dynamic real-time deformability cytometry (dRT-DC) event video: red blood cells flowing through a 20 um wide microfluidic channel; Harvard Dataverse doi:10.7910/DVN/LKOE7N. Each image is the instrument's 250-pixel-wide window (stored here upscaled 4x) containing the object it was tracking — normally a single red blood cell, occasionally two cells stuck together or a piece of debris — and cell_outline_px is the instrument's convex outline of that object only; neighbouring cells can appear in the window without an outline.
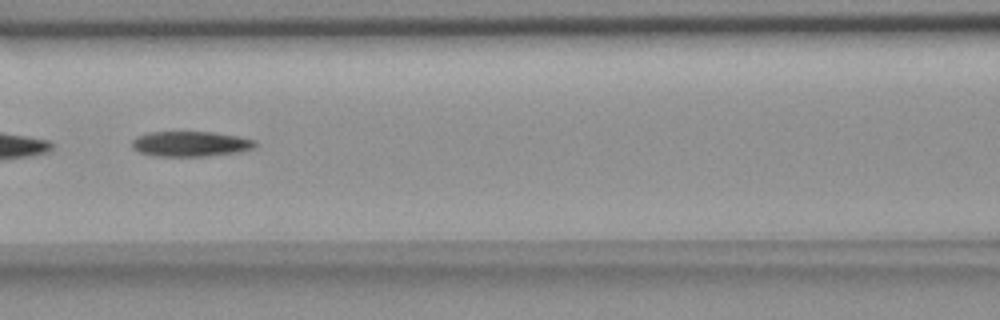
{"species": "common noctule bat (a hibernating species)", "species_latin": "Nyctalus noctula", "temperature_condition": "room temperature", "stored_images_in_passage": 11, "camera_frame_rate_fps": 3000, "um_per_image_px": 0.085, "animal": {"sex": "female", "body_mass_g": 18.4}, "frame": {"image": 1, "passage_image": 4, "time_ms": 1.0, "image_size_px": [1000, 320], "cell_outline_px": [[256, 144], [252, 148], [240, 152], [208, 156], [156, 156], [140, 152], [132, 148], [132, 140], [136, 136], [148, 132], [216, 132], [256, 140]], "centroid_in_image_um": [16.18, 12.23], "position_along_channel_um": 150.4, "area_um2": 18.15}}
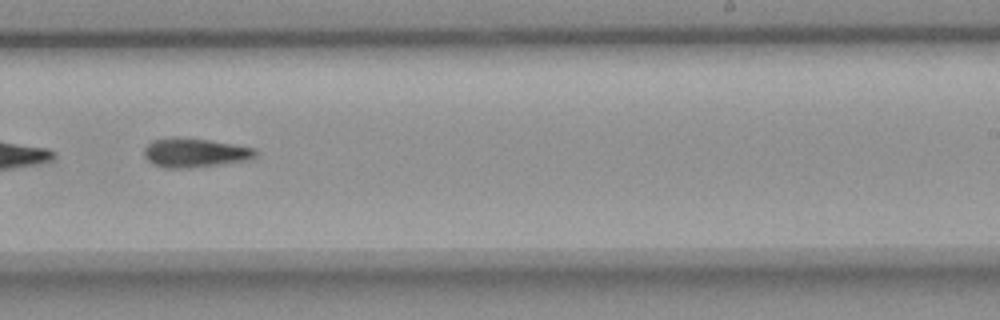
{"frame": {"image": 2, "passage_image": 7, "time_ms": 2.0, "image_size_px": [1000, 320], "cell_outline_px": [[256, 156], [248, 160], [188, 168], [164, 168], [148, 160], [144, 156], [144, 148], [152, 140], [172, 136], [176, 136], [208, 140], [256, 148]], "centroid_in_image_um": [16.53, 12.97], "position_along_channel_um": 272.5, "area_um2": 18.84}}
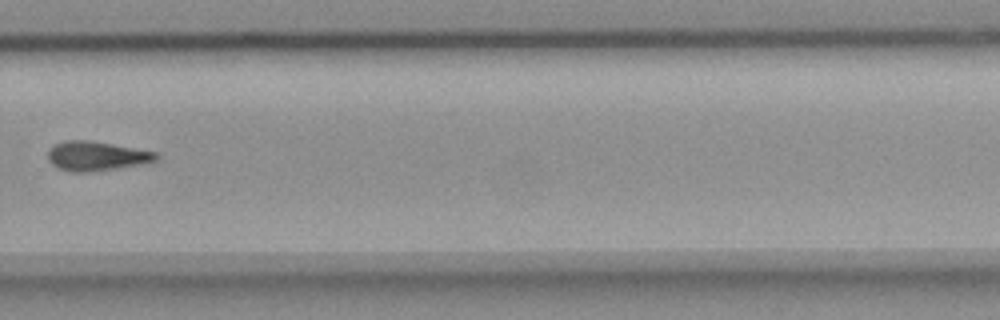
{"frame": {"image": 3, "passage_image": 8, "time_ms": 2.333, "image_size_px": [1000, 320], "cell_outline_px": [[160, 156], [156, 160], [140, 164], [116, 168], [88, 172], [68, 172], [56, 168], [48, 160], [48, 152], [52, 144], [64, 140], [88, 140], [112, 144], [156, 152]], "centroid_in_image_um": [8.13, 13.26], "position_along_channel_um": 321.7, "area_um2": 18.55}}